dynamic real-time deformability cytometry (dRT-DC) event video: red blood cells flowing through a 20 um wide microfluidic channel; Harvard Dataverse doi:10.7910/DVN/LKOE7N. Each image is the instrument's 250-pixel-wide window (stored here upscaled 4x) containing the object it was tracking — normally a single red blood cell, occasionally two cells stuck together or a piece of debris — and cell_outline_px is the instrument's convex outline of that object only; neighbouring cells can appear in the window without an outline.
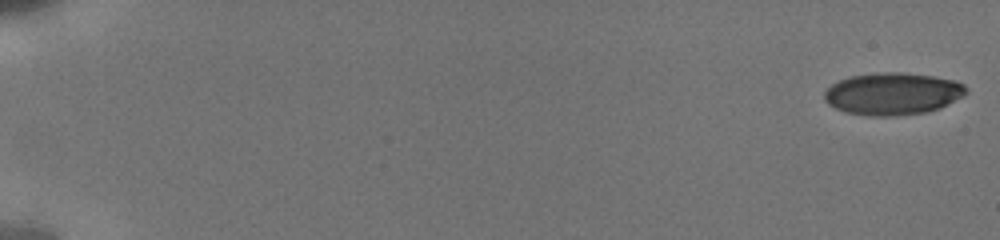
{"species": "human", "species_latin": "Homo sapiens", "temperature_condition": "cold", "stored_images_in_passage": 20, "camera_frame_rate_fps": 3000, "um_per_image_px": 0.085, "donor": {"sex": "male"}, "frame": {"image": 1, "passage_image": 1, "time_ms": 0.0, "image_size_px": [1000, 240], "cell_outline_px": [[968, 92], [964, 96], [940, 108], [928, 112], [892, 116], [868, 116], [844, 112], [828, 104], [824, 100], [824, 92], [832, 84], [840, 80], [852, 76], [876, 72], [900, 72], [932, 76], [956, 80], [964, 84], [968, 88]], "centroid_in_image_um": [75.9, 7.97], "position_along_channel_um": 9.1, "area_um2": 35.14}}
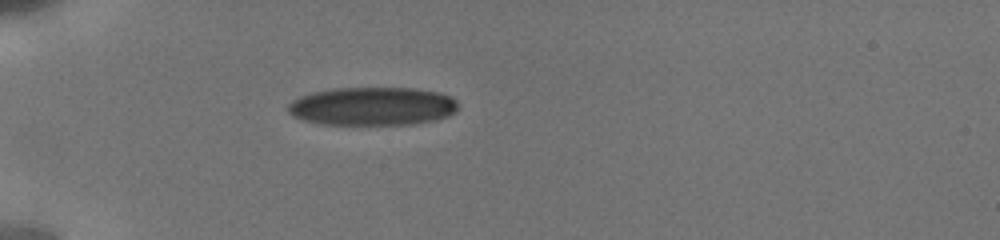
{"frame": {"image": 2, "passage_image": 15, "time_ms": 5.667, "image_size_px": [1000, 240], "cell_outline_px": [[460, 108], [456, 112], [448, 116], [436, 120], [412, 124], [320, 124], [304, 120], [292, 116], [288, 112], [288, 104], [292, 100], [300, 96], [312, 92], [336, 88], [412, 88], [440, 92], [452, 96], [456, 100]], "centroid_in_image_um": [31.69, 9.03], "position_along_channel_um": 53.3, "area_um2": 38.32}}
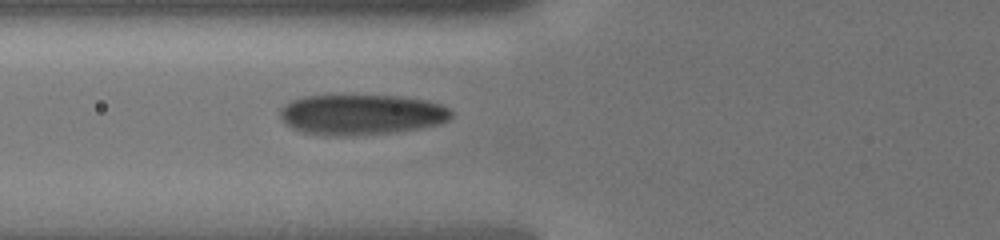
{"frame": {"image": 3, "passage_image": 20, "time_ms": 7.333, "image_size_px": [1000, 240], "cell_outline_px": [[452, 116], [448, 120], [436, 124], [420, 128], [396, 132], [352, 136], [324, 136], [300, 132], [284, 124], [280, 120], [280, 108], [284, 104], [292, 100], [304, 96], [396, 96], [428, 100], [440, 104], [448, 108], [452, 112]], "centroid_in_image_um": [30.66, 9.76], "position_along_channel_um": 95.1, "area_um2": 40.69}}